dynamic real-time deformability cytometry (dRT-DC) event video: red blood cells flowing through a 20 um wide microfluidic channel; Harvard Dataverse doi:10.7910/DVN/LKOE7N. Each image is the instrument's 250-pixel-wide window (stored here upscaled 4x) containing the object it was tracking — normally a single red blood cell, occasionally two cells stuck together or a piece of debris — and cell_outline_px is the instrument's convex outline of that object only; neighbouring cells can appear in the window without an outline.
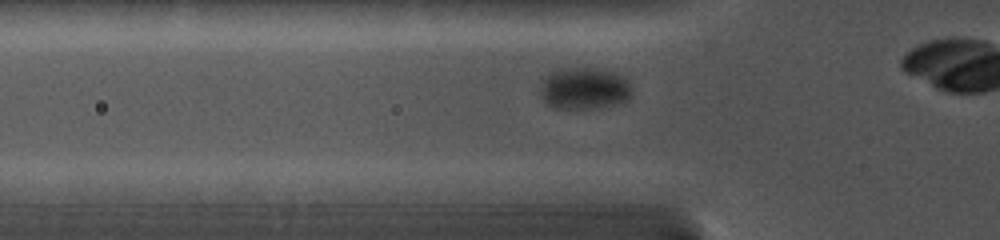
{"species": "common noctule bat (a hibernating species)", "species_latin": "Nyctalus noctula", "temperature_condition": "cold", "stored_images_in_passage": 19, "camera_frame_rate_fps": 5000, "um_per_image_px": 0.085, "animal": {"sex": "female", "body_mass_g": 19.0, "forearm_length_mm": 56.7}, "frame": {"image": 1, "passage_image": 4, "time_ms": 2.6, "image_size_px": [1000, 240], "cell_outline_px": [[632, 96], [624, 100], [612, 104], [592, 108], [556, 108], [548, 104], [544, 100], [540, 92], [540, 88], [544, 80], [552, 72], [560, 68], [608, 68], [616, 72], [628, 80], [632, 88]], "centroid_in_image_um": [49.7, 7.48], "position_along_channel_um": 76.1, "area_um2": 22.25}}
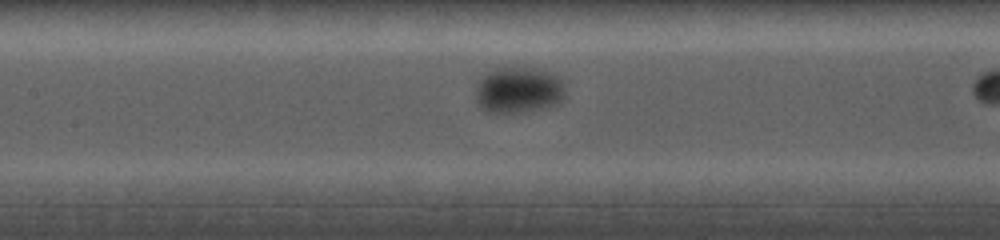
{"frame": {"image": 2, "passage_image": 9, "time_ms": 5.0, "image_size_px": [1000, 240], "cell_outline_px": [[564, 100], [560, 104], [548, 108], [524, 112], [488, 112], [480, 108], [476, 100], [476, 80], [484, 72], [492, 68], [536, 68], [552, 72], [560, 80], [564, 88]], "centroid_in_image_um": [44.05, 7.66], "position_along_channel_um": 163.3, "area_um2": 24.74}}
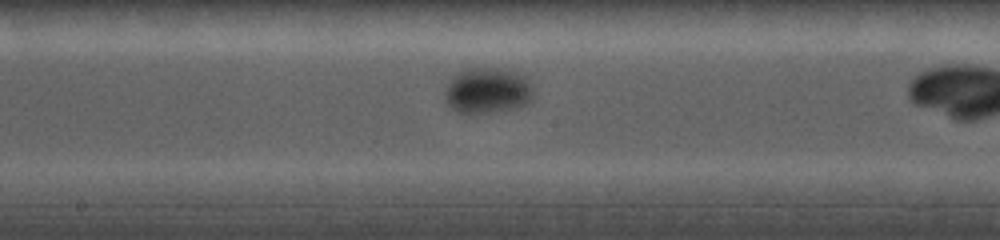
{"frame": {"image": 3, "passage_image": 11, "time_ms": 6.2, "image_size_px": [1000, 240], "cell_outline_px": [[532, 100], [528, 104], [512, 108], [492, 112], [456, 112], [444, 100], [444, 88], [448, 80], [452, 76], [464, 68], [508, 68], [520, 72], [528, 76], [532, 88]], "centroid_in_image_um": [41.44, 7.65], "position_along_channel_um": 206.8, "area_um2": 24.16}}